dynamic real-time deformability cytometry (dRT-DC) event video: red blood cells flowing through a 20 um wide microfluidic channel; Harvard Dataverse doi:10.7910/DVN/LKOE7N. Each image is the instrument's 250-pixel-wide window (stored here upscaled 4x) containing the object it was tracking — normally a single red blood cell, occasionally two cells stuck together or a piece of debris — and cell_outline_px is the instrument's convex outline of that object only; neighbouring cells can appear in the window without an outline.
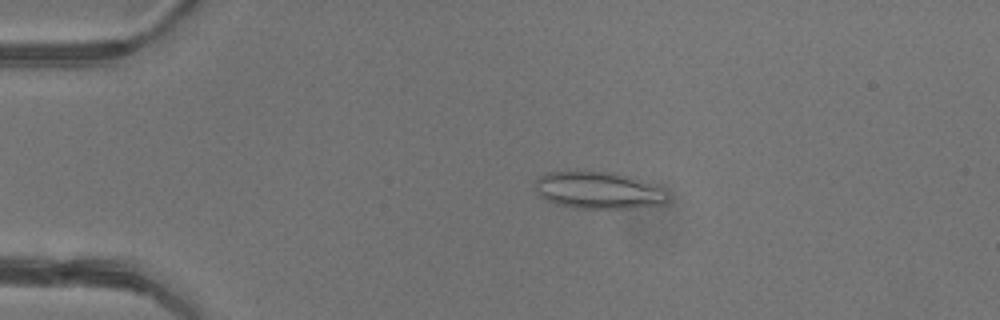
{"species": "common noctule bat (a hibernating species)", "species_latin": "Nyctalus noctula", "temperature_condition": "warm", "stored_images_in_passage": 48, "camera_frame_rate_fps": 3000, "um_per_image_px": 0.085, "animal": {"sex": "female"}, "frame": {"image": 1, "passage_image": 11, "time_ms": 3.333, "image_size_px": [1000, 320], "cell_outline_px": [[668, 200], [664, 204], [628, 208], [572, 208], [556, 204], [540, 196], [536, 192], [532, 184], [540, 176], [548, 172], [612, 172], [632, 176], [656, 188]], "centroid_in_image_um": [50.73, 16.18], "position_along_channel_um": 34.3, "area_um2": 28.03}}
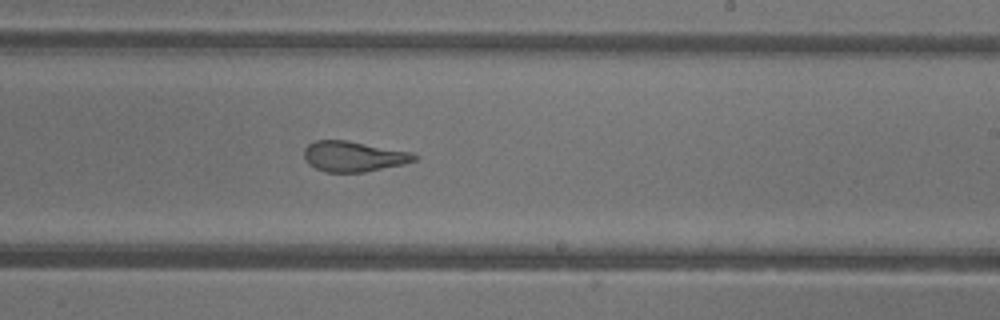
{"frame": {"image": 2, "passage_image": 30, "time_ms": 9.667, "image_size_px": [1000, 320], "cell_outline_px": [[420, 156], [416, 160], [404, 164], [364, 172], [328, 172], [316, 168], [308, 164], [304, 156], [304, 148], [308, 144], [316, 140], [348, 140], [412, 152]], "centroid_in_image_um": [30.07, 13.28], "position_along_channel_um": 258.9, "area_um2": 19.65}}
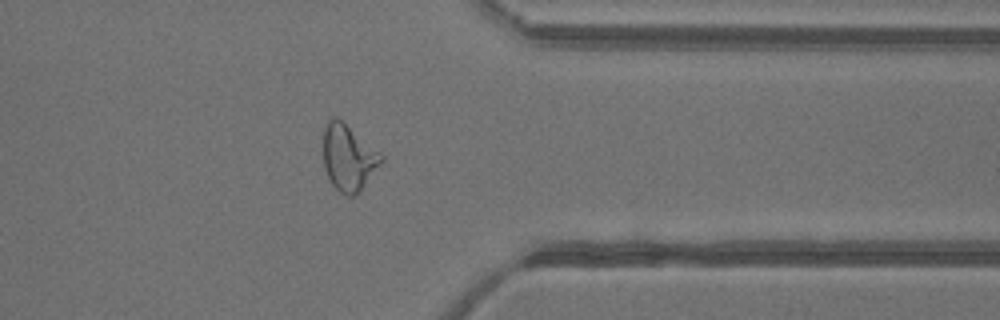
{"frame": {"image": 3, "passage_image": 39, "time_ms": 12.667, "image_size_px": [1000, 320], "cell_outline_px": [[384, 160], [356, 196], [348, 196], [340, 192], [332, 184], [324, 168], [324, 128], [328, 120], [332, 116], [336, 116], [380, 152], [384, 156]], "centroid_in_image_um": [29.62, 13.4], "position_along_channel_um": 381.8, "area_um2": 22.2}, "authors_computed_cell_mechanics": {"area_um2": 23.3512, "velocity_mm_per_s": 4.3294, "shape_relaxation_time_tau1_ms": null, "shape_relaxation_time_tau2_ms": 0.8666, "deformation_change_tau1": null, "deformation_change_tau2": 0.0907}}